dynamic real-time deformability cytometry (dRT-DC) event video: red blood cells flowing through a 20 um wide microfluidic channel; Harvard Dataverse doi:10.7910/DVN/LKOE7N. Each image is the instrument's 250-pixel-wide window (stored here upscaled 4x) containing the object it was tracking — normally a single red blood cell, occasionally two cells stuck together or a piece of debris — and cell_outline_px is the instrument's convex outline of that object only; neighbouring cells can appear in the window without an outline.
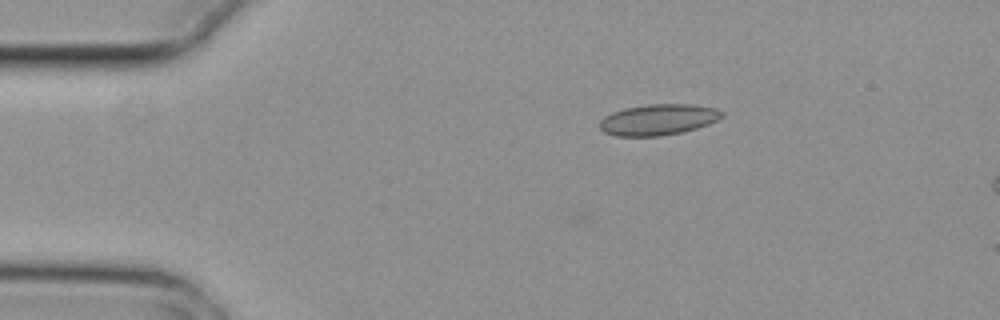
{"species": "common noctule bat (a hibernating species)", "species_latin": "Nyctalus noctula", "temperature_condition": "cold", "stored_images_in_passage": 7, "segment_of_instrument_passage": [1, 2], "camera_frame_rate_fps": 3000, "um_per_image_px": 0.085, "animal": {"sex": "female", "body_mass_g": 29.2, "forearm_length_mm": 56.3}, "frame": {"image": 1, "passage_image": 5, "time_ms": 1.333, "image_size_px": [1000, 320], "cell_outline_px": [[724, 116], [708, 124], [696, 128], [680, 132], [660, 136], [616, 136], [604, 132], [600, 128], [600, 120], [604, 116], [612, 112], [624, 108], [648, 104], [692, 104], [716, 108], [724, 112]], "centroid_in_image_um": [55.94, 10.16], "position_along_channel_um": 29.1, "area_um2": 22.08}}